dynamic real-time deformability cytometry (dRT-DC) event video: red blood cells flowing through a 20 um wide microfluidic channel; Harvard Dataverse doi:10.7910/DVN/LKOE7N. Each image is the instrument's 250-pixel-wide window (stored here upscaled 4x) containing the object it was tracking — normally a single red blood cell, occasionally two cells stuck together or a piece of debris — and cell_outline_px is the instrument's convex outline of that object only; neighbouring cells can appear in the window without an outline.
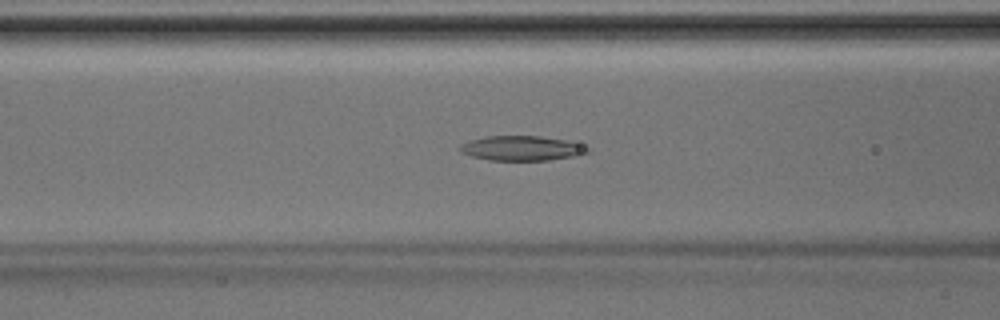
{"species": "Egyptian fruit bat (a non-hibernating species)", "species_latin": "Rousettus aegyptiacus", "temperature_condition": "room temperature", "stored_images_in_passage": 39, "camera_frame_rate_fps": 3000, "um_per_image_px": 0.085, "animal": {"sex": "male"}, "frame": {"image": 1, "passage_image": 12, "time_ms": 3.667, "image_size_px": [1000, 320], "cell_outline_px": [[592, 152], [576, 156], [548, 160], [488, 160], [472, 156], [460, 152], [460, 144], [484, 136], [540, 136], [564, 140], [580, 144], [592, 148]], "centroid_in_image_um": [44.39, 12.6], "position_along_channel_um": 122.2, "area_um2": 18.44}}
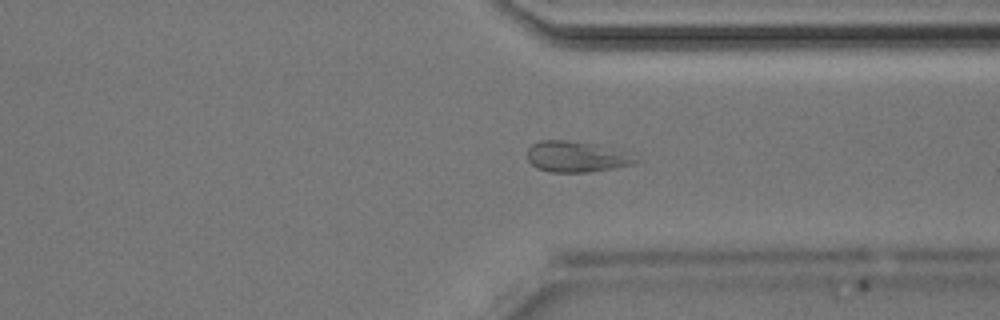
{"frame": {"image": 2, "passage_image": 28, "time_ms": 9.0, "image_size_px": [1000, 320], "cell_outline_px": [[640, 160], [632, 164], [616, 168], [588, 172], [548, 172], [536, 168], [528, 160], [528, 148], [532, 144], [540, 140], [568, 140], [628, 152]], "centroid_in_image_um": [48.97, 13.33], "position_along_channel_um": 362.4, "area_um2": 19.31}}
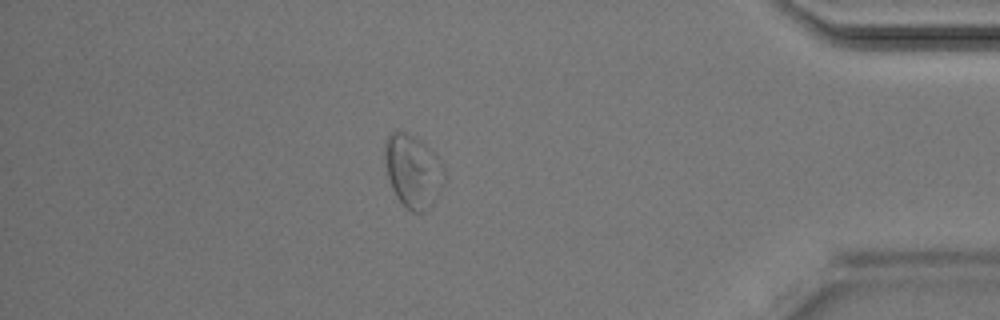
{"frame": {"image": 3, "passage_image": 33, "time_ms": 10.667, "image_size_px": [1000, 320], "cell_outline_px": [[448, 180], [432, 204], [424, 212], [412, 212], [396, 196], [392, 188], [388, 176], [384, 160], [384, 140], [392, 132], [404, 132], [420, 140], [440, 160], [444, 168]], "centroid_in_image_um": [35.13, 14.55], "position_along_channel_um": 400.1, "area_um2": 25.37}}